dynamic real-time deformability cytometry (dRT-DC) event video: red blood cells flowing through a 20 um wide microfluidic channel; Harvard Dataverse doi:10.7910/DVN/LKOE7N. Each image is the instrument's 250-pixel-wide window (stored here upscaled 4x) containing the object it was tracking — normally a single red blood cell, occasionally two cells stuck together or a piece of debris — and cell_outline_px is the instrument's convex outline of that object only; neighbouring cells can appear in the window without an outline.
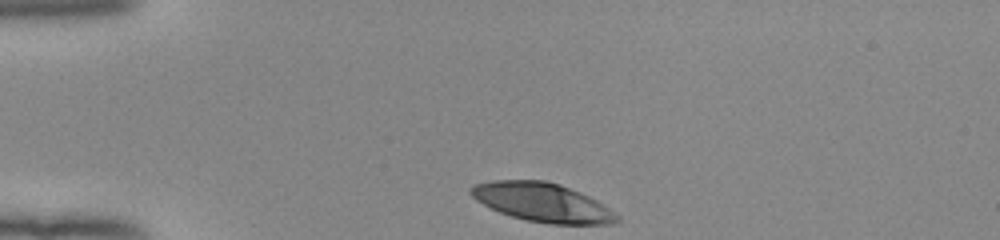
{"species": "human", "species_latin": "Homo sapiens", "temperature_condition": "room temperature", "stored_images_in_passage": 33, "camera_frame_rate_fps": 3000, "um_per_image_px": 0.085, "donor": {"sex": "female"}, "frame": {"image": 1, "passage_image": 1, "time_ms": 0.0, "image_size_px": [1000, 240], "cell_outline_px": [[620, 220], [612, 224], [548, 224], [528, 220], [512, 216], [500, 212], [476, 200], [468, 192], [468, 188], [472, 184], [496, 180], [544, 180], [560, 184], [580, 192], [596, 200], [620, 216]], "centroid_in_image_um": [46.09, 17.2], "position_along_channel_um": 38.9, "area_um2": 33.0}}
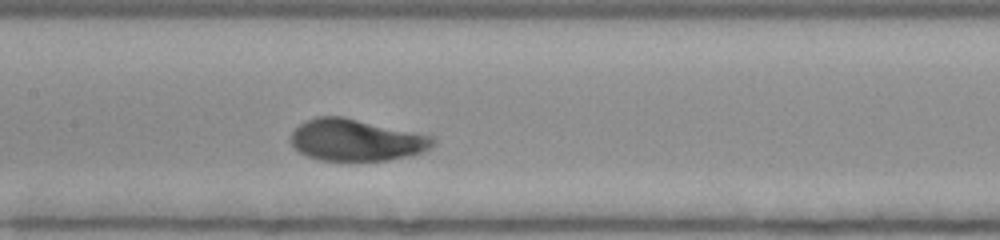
{"frame": {"image": 2, "passage_image": 15, "time_ms": 4.667, "image_size_px": [1000, 240], "cell_outline_px": [[436, 144], [432, 148], [408, 156], [388, 160], [340, 164], [320, 160], [304, 156], [292, 144], [292, 132], [300, 124], [316, 116], [344, 116], [436, 136]], "centroid_in_image_um": [30.31, 11.94], "position_along_channel_um": 177.1, "area_um2": 35.78}}
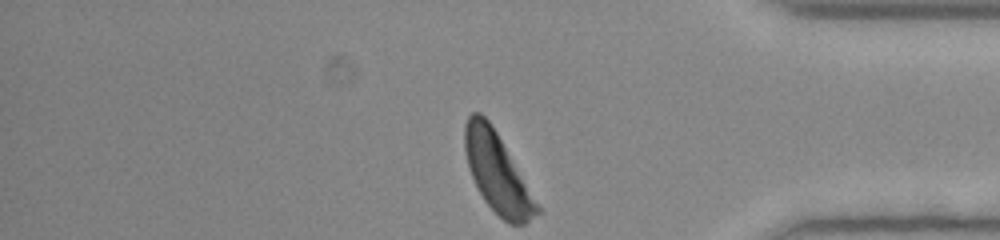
{"frame": {"image": 3, "passage_image": 33, "time_ms": 10.667, "image_size_px": [1000, 240], "cell_outline_px": [[540, 212], [524, 224], [508, 224], [484, 200], [472, 176], [468, 164], [464, 148], [464, 124], [468, 116], [472, 112], [480, 112], [488, 120], [496, 132], [540, 208]], "centroid_in_image_um": [42.23, 14.67], "position_along_channel_um": 393.0, "area_um2": 32.31}, "authors_computed_cell_mechanics": {"area_um2": 34.102, "velocity_mm_per_s": 3.9031, "shape_relaxation_time_tau1_ms": 3.2672, "shape_relaxation_time_tau2_ms": null, "deformation_change_tau1": 0.212, "deformation_change_tau2": null}}